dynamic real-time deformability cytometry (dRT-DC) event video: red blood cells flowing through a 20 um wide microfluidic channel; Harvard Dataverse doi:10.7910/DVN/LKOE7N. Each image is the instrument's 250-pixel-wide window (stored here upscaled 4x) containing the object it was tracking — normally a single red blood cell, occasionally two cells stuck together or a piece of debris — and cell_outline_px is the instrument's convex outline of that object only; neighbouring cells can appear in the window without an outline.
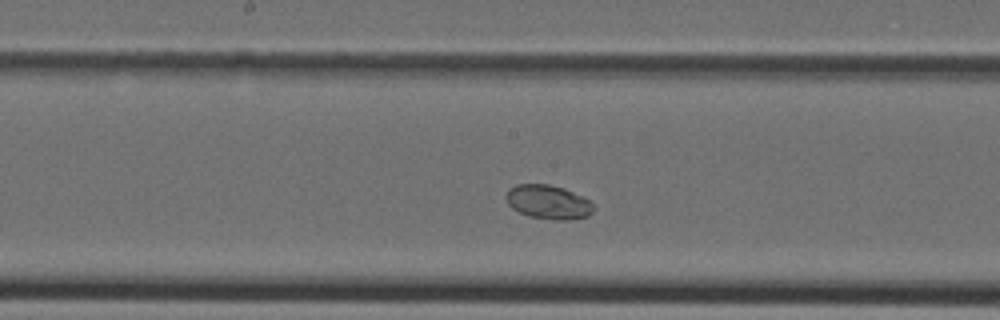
{"species": "Egyptian fruit bat (a non-hibernating species)", "species_latin": "Rousettus aegyptiacus", "temperature_condition": "cold", "stored_images_in_passage": 29, "camera_frame_rate_fps": 3000, "um_per_image_px": 0.085, "animal": {"sex": "female"}, "frame": {"image": 1, "passage_image": 10, "time_ms": 3.0, "image_size_px": [1000, 320], "cell_outline_px": [[592, 212], [588, 216], [568, 220], [552, 220], [528, 216], [512, 208], [508, 204], [504, 196], [508, 188], [516, 184], [548, 184], [564, 188], [588, 200], [592, 204]], "centroid_in_image_um": [46.54, 17.17], "position_along_channel_um": 201.7, "area_um2": 17.34}}
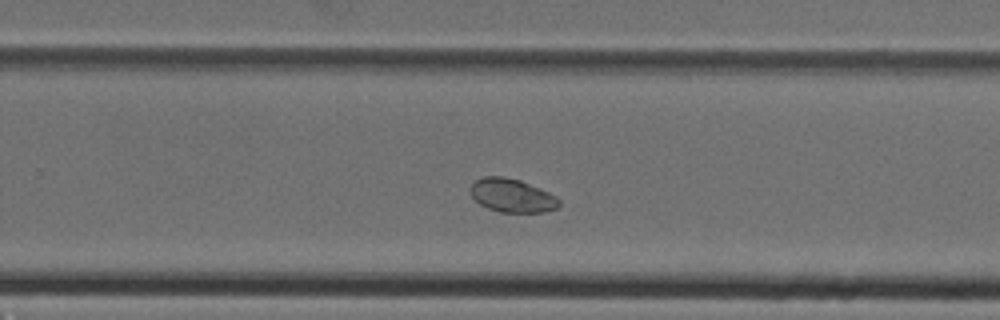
{"frame": {"image": 2, "passage_image": 15, "time_ms": 4.667, "image_size_px": [1000, 320], "cell_outline_px": [[560, 204], [556, 208], [544, 212], [500, 212], [488, 208], [480, 204], [468, 192], [468, 188], [476, 180], [484, 176], [504, 176], [520, 180], [540, 188], [556, 196], [560, 200]], "centroid_in_image_um": [43.5, 16.61], "position_along_channel_um": 286.3, "area_um2": 17.4}}
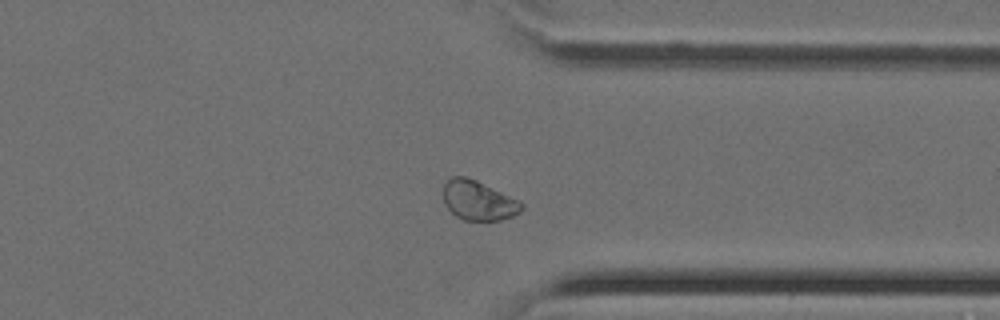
{"frame": {"image": 3, "passage_image": 20, "time_ms": 6.333, "image_size_px": [1000, 320], "cell_outline_px": [[524, 208], [520, 212], [512, 216], [500, 220], [464, 220], [456, 216], [444, 204], [444, 184], [452, 176], [464, 176], [476, 180], [520, 200], [524, 204]], "centroid_in_image_um": [40.69, 17.04], "position_along_channel_um": 370.7, "area_um2": 18.03}}